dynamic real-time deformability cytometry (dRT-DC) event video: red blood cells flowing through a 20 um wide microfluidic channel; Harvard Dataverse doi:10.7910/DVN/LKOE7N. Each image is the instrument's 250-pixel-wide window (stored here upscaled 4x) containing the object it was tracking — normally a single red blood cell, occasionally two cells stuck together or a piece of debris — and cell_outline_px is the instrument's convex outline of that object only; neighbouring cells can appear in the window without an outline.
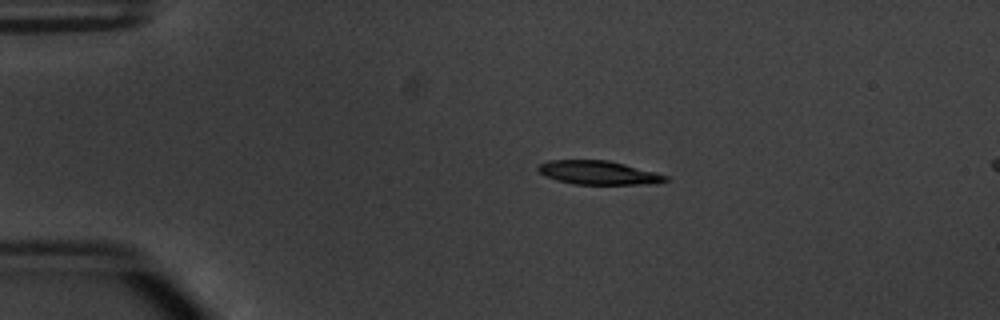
{"species": "common noctule bat (a hibernating species)", "species_latin": "Nyctalus noctula", "temperature_condition": "warm", "stored_images_in_passage": 6, "camera_frame_rate_fps": 3000, "um_per_image_px": 0.085, "animal": {"sex": "male", "body_mass_g": 20.1, "forearm_length_mm": 53.5}, "frame": {"image": 1, "passage_image": 1, "time_ms": 0.0, "image_size_px": [1000, 320], "cell_outline_px": [[668, 180], [656, 184], [572, 184], [556, 180], [544, 176], [536, 168], [540, 164], [548, 160], [608, 160], [656, 172], [668, 176]], "centroid_in_image_um": [50.86, 14.68], "position_along_channel_um": 34.1, "area_um2": 17.69}}